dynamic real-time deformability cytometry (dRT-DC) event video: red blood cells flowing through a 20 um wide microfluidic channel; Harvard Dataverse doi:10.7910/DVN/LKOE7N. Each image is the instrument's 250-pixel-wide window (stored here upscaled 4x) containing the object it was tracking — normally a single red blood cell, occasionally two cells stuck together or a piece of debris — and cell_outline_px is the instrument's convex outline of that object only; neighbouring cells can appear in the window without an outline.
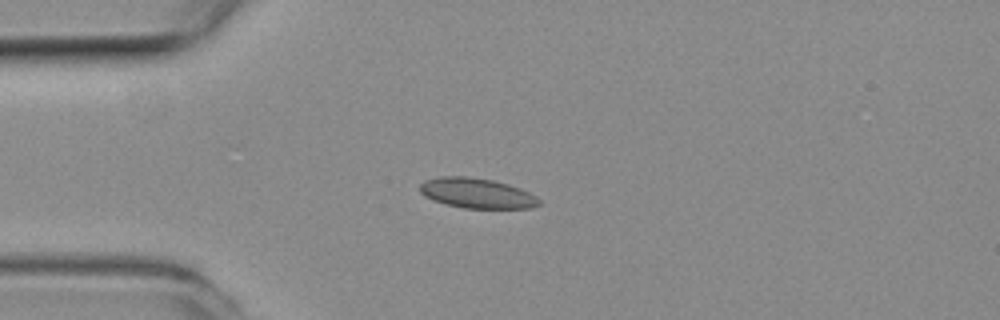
{"species": "common noctule bat (a hibernating species)", "species_latin": "Nyctalus noctula", "temperature_condition": "room temperature", "stored_images_in_passage": 50, "camera_frame_rate_fps": 3000, "um_per_image_px": 0.085, "animal": {"sex": "female", "body_mass_g": 19.3, "forearm_length_mm": 54.1}, "frame": {"image": 1, "passage_image": 12, "time_ms": 3.667, "image_size_px": [1000, 320], "cell_outline_px": [[540, 204], [532, 208], [464, 208], [444, 204], [432, 200], [424, 196], [420, 192], [420, 184], [424, 180], [440, 176], [468, 176], [492, 180], [508, 184], [520, 188], [536, 196], [540, 200]], "centroid_in_image_um": [40.5, 16.42], "position_along_channel_um": 44.5, "area_um2": 21.04}}
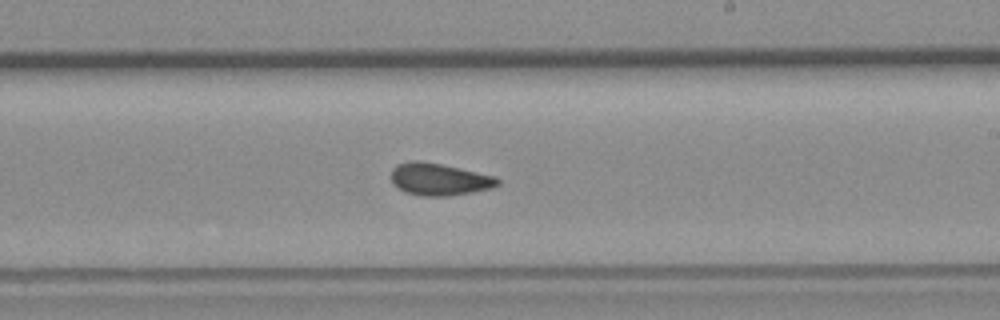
{"frame": {"image": 2, "passage_image": 29, "time_ms": 9.333, "image_size_px": [1000, 320], "cell_outline_px": [[500, 184], [492, 188], [472, 192], [448, 196], [420, 196], [404, 192], [392, 180], [392, 168], [396, 164], [412, 160], [420, 160], [460, 168], [496, 176], [500, 180]], "centroid_in_image_um": [37.35, 15.24], "position_along_channel_um": 251.6, "area_um2": 20.0}}
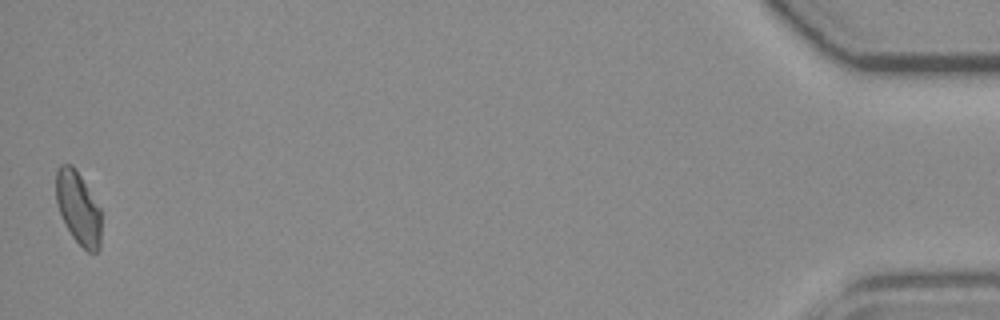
{"frame": {"image": 3, "passage_image": 50, "time_ms": 16.333, "image_size_px": [1000, 320], "cell_outline_px": [[100, 248], [96, 252], [88, 252], [72, 236], [64, 224], [56, 204], [56, 168], [60, 164], [72, 164], [80, 176], [100, 208]], "centroid_in_image_um": [6.62, 17.67], "position_along_channel_um": 428.6, "area_um2": 19.07}, "authors_computed_cell_mechanics": {"area_um2": 19.8543, "velocity_mm_per_s": 3.969, "shape_relaxation_time_tau1_ms": null, "shape_relaxation_time_tau2_ms": 2.8668, "deformation_change_tau1": null, "deformation_change_tau2": 0.0717}}